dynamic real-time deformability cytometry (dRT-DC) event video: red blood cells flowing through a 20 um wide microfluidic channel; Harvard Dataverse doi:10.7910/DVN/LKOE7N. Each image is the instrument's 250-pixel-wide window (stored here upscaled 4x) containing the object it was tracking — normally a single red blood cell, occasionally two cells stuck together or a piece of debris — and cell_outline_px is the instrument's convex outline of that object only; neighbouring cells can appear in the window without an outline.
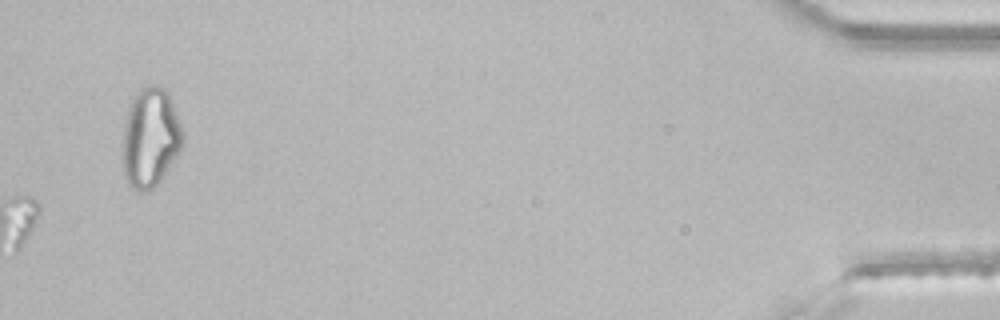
{"species": "common noctule bat (a hibernating species)", "species_latin": "Nyctalus noctula", "temperature_condition": "room temperature", "stored_images_in_passage": 48, "camera_frame_rate_fps": 3000, "um_per_image_px": 0.085, "animal": {"sex": "male", "body_mass_g": 21.5, "forearm_length_mm": 52.0}, "frame": {"image": 1, "passage_image": 48, "time_ms": 15.667, "image_size_px": [1000, 320], "cell_outline_px": [[184, 144], [180, 152], [160, 180], [148, 192], [140, 192], [128, 188], [124, 176], [124, 124], [128, 108], [132, 96], [140, 88], [152, 84], [164, 88], [168, 92], [184, 132]], "centroid_in_image_um": [12.79, 11.71], "position_along_channel_um": 422.4, "area_um2": 35.14}}